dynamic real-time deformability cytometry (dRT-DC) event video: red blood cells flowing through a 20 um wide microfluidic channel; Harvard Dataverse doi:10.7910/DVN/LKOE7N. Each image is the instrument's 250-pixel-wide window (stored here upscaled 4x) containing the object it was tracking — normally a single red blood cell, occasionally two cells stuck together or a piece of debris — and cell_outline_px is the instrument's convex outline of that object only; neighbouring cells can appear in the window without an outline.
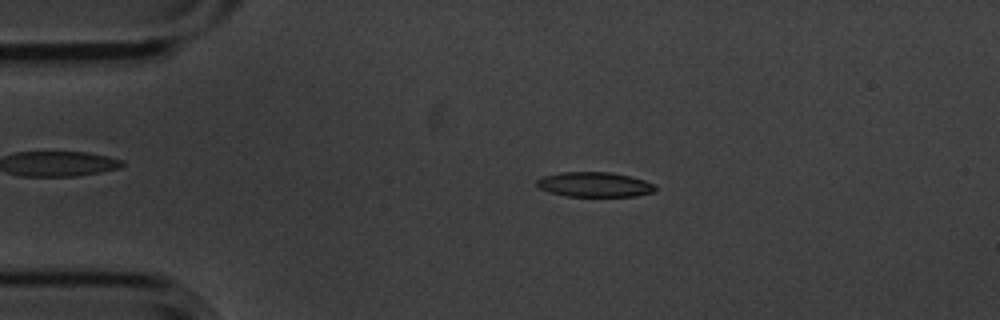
{"species": "common noctule bat (a hibernating species)", "species_latin": "Nyctalus noctula", "temperature_condition": "cold", "stored_images_in_passage": 55, "camera_frame_rate_fps": 3000, "um_per_image_px": 0.085, "animal": {"sex": "male", "body_mass_g": 20.1, "forearm_length_mm": 53.5}, "frame": {"image": 1, "passage_image": 11, "time_ms": 3.333, "image_size_px": [1000, 320], "cell_outline_px": [[656, 188], [652, 192], [636, 196], [564, 196], [548, 192], [540, 188], [536, 184], [536, 180], [540, 176], [560, 172], [608, 172], [628, 176], [644, 180], [656, 184]], "centroid_in_image_um": [50.49, 15.68], "position_along_channel_um": 34.5, "area_um2": 17.22}}
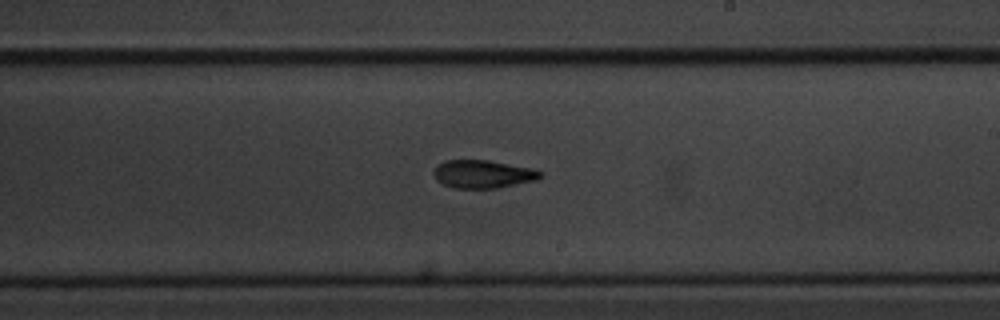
{"frame": {"image": 2, "passage_image": 32, "time_ms": 10.333, "image_size_px": [1000, 320], "cell_outline_px": [[544, 176], [540, 180], [496, 188], [456, 188], [444, 184], [436, 180], [432, 172], [444, 160], [488, 160], [536, 168], [544, 172]], "centroid_in_image_um": [41.15, 14.79], "position_along_channel_um": 247.8, "area_um2": 17.74}}
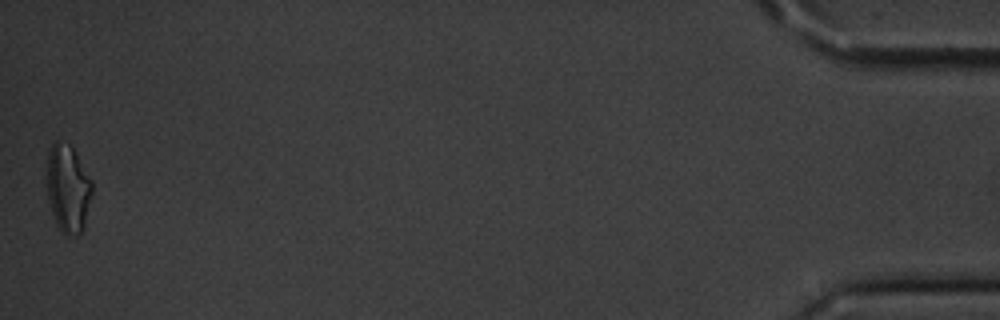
{"frame": {"image": 3, "passage_image": 55, "time_ms": 18.0, "image_size_px": [1000, 320], "cell_outline_px": [[92, 196], [84, 228], [76, 236], [64, 236], [60, 232], [56, 224], [48, 200], [48, 152], [52, 144], [56, 140], [68, 144], [72, 148], [92, 180]], "centroid_in_image_um": [5.79, 16.08], "position_along_channel_um": 429.4, "area_um2": 23.12}, "authors_computed_cell_mechanics": {"area_um2": 17.7446, "velocity_mm_per_s": 3.577, "shape_relaxation_time_tau1_ms": 5.4151, "shape_relaxation_time_tau2_ms": 3.581, "deformation_change_tau1": 0.1576, "deformation_change_tau2": 0.1102}}